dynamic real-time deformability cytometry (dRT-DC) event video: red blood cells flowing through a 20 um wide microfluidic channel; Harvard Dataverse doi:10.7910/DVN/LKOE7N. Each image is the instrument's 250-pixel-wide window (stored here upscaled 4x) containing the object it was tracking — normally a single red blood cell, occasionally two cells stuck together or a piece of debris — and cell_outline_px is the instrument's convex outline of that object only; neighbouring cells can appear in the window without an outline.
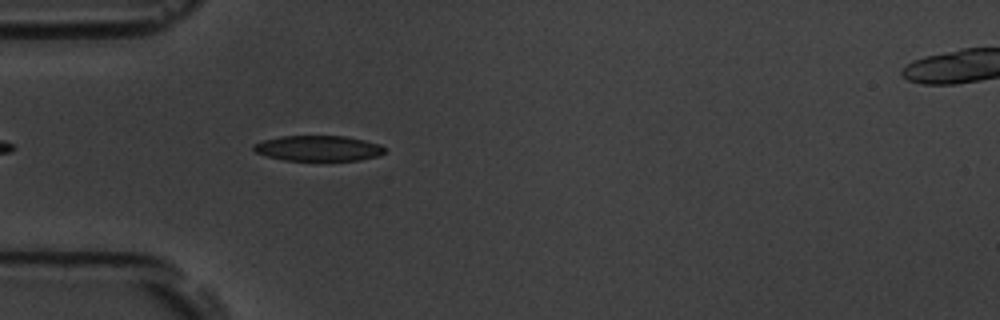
{"species": "common noctule bat (a hibernating species)", "species_latin": "Nyctalus noctula", "temperature_condition": "room temperature", "stored_images_in_passage": 6, "camera_frame_rate_fps": 3000, "um_per_image_px": 0.085, "animal": {"sex": "male", "body_mass_g": 19.5, "forearm_length_mm": 54.6}, "frame": {"image": 1, "passage_image": 5, "time_ms": 4.667, "image_size_px": [1000, 320], "cell_outline_px": [[384, 152], [376, 156], [360, 160], [284, 160], [268, 156], [256, 152], [252, 148], [252, 144], [264, 140], [280, 136], [344, 136], [364, 140], [380, 144], [384, 148]], "centroid_in_image_um": [27.03, 12.6], "position_along_channel_um": 58.0, "area_um2": 19.25}}